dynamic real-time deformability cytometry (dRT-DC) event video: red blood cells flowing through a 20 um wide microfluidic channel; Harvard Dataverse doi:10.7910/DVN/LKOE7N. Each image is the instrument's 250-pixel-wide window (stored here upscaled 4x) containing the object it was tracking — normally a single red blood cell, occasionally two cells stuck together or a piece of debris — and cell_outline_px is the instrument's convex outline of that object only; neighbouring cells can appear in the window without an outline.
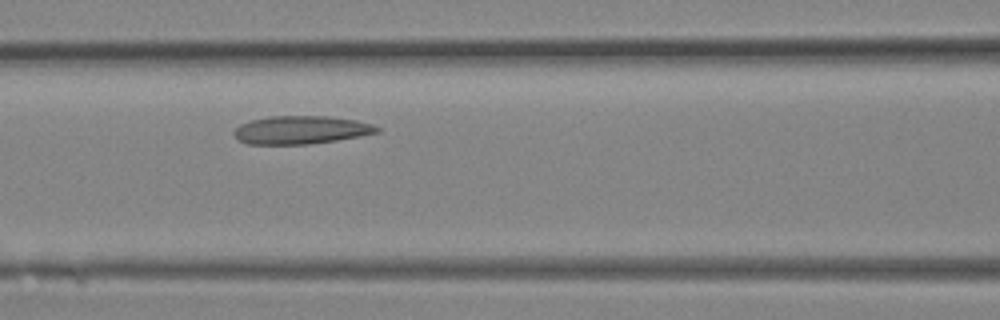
{"species": "Egyptian fruit bat (a non-hibernating species)", "species_latin": "Rousettus aegyptiacus", "temperature_condition": "room temperature", "stored_images_in_passage": 8, "camera_frame_rate_fps": 3000, "um_per_image_px": 0.085, "animal": {"sex": "female"}, "frame": {"image": 1, "passage_image": 8, "time_ms": 2.333, "image_size_px": [1000, 320], "cell_outline_px": [[380, 132], [360, 136], [336, 140], [308, 144], [248, 144], [240, 140], [232, 132], [240, 124], [252, 120], [268, 116], [328, 116], [356, 120], [372, 124], [380, 128]], "centroid_in_image_um": [25.6, 11.04], "position_along_channel_um": 141.0, "area_um2": 23.35}}